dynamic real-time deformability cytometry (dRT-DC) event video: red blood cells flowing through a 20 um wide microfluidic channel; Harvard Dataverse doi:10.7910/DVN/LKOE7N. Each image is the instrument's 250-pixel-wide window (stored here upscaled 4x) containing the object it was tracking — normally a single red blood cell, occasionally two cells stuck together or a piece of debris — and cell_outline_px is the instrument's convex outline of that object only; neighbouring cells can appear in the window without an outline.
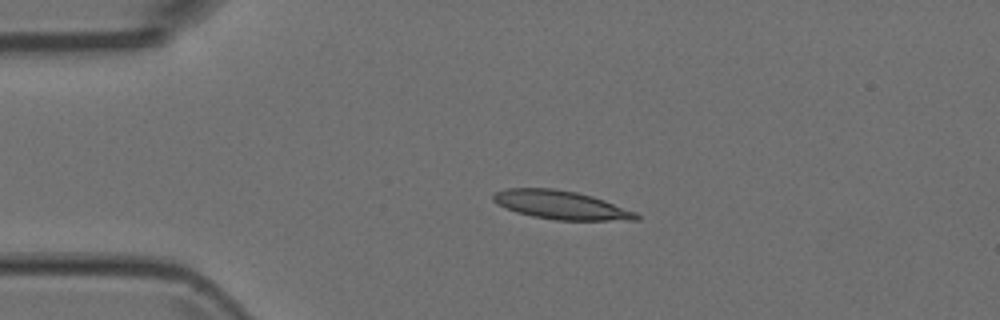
{"species": "Egyptian fruit bat (a non-hibernating species)", "species_latin": "Rousettus aegyptiacus", "temperature_condition": "room temperature", "stored_images_in_passage": 3, "camera_frame_rate_fps": 3000, "um_per_image_px": 0.085, "animal": {"sex": "female"}, "frame": {"image": 1, "passage_image": 2, "time_ms": 0.333, "image_size_px": [1000, 320], "cell_outline_px": [[640, 220], [556, 220], [532, 216], [516, 212], [496, 204], [492, 200], [492, 196], [496, 192], [504, 188], [552, 188], [576, 192], [592, 196], [604, 200], [636, 212], [640, 216]], "centroid_in_image_um": [47.66, 17.42], "position_along_channel_um": 37.3, "area_um2": 23.81}}